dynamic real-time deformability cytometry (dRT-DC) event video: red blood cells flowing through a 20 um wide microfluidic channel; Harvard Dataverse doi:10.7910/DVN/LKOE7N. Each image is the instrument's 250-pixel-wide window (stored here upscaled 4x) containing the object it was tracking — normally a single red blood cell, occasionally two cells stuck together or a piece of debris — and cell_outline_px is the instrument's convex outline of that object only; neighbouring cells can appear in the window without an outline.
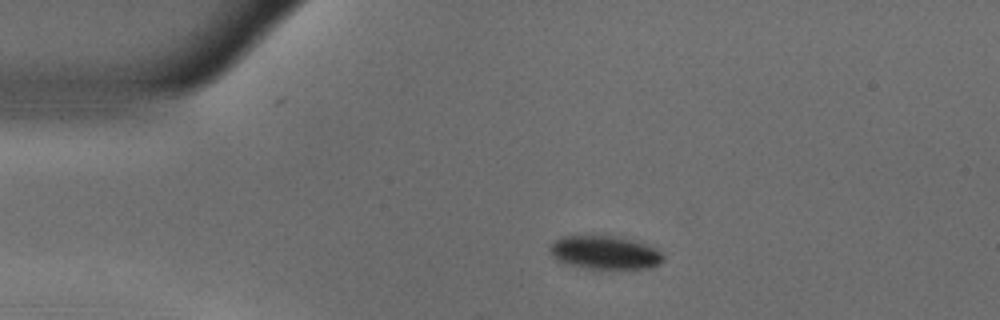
{"species": "common noctule bat (a hibernating species)", "species_latin": "Nyctalus noctula", "temperature_condition": "warm", "stored_images_in_passage": 55, "camera_frame_rate_fps": 3000, "um_per_image_px": 0.085, "animal": {"sex": "male", "body_mass_g": 18.8}, "frame": {"image": 1, "passage_image": 11, "time_ms": 3.333, "image_size_px": [1000, 320], "cell_outline_px": [[664, 260], [648, 268], [592, 268], [564, 264], [556, 260], [548, 252], [548, 248], [556, 240], [564, 236], [616, 236], [632, 240], [656, 248], [664, 256]], "centroid_in_image_um": [51.37, 21.46], "position_along_channel_um": 33.6, "area_um2": 21.79}}
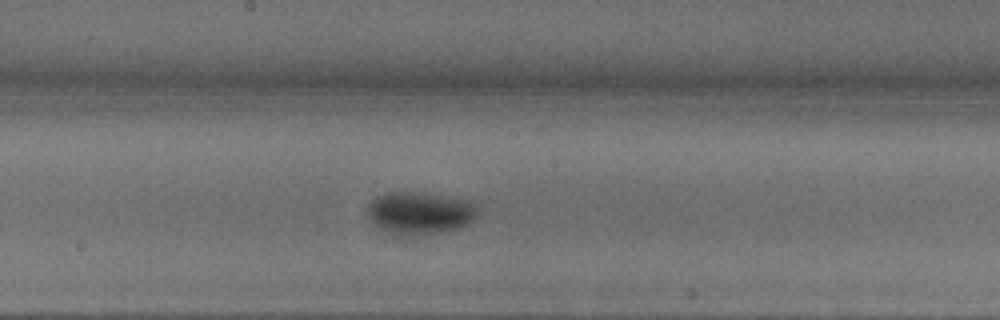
{"frame": {"image": 2, "passage_image": 29, "time_ms": 9.333, "image_size_px": [1000, 320], "cell_outline_px": [[476, 212], [472, 220], [468, 224], [460, 228], [412, 236], [392, 236], [376, 228], [368, 216], [368, 204], [376, 196], [392, 192], [424, 192], [464, 200], [472, 204], [476, 208]], "centroid_in_image_um": [35.58, 18.13], "position_along_channel_um": 212.6, "area_um2": 27.28}}
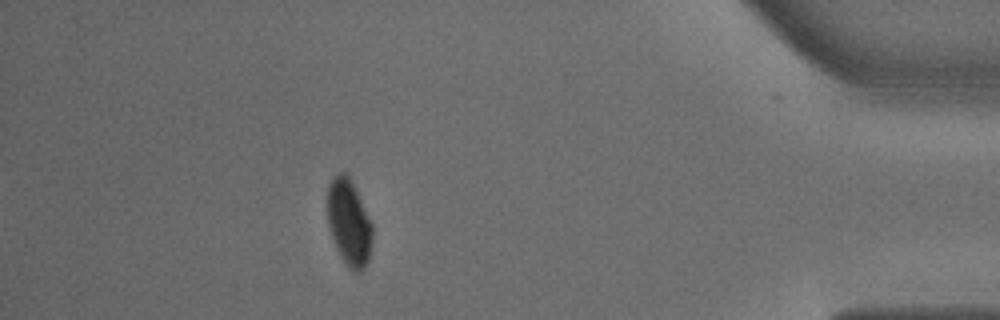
{"frame": {"image": 3, "passage_image": 49, "time_ms": 16.0, "image_size_px": [1000, 320], "cell_outline_px": [[372, 240], [368, 260], [364, 268], [360, 272], [352, 272], [348, 268], [340, 256], [336, 248], [328, 228], [328, 184], [332, 176], [340, 172], [344, 172], [348, 176], [372, 224]], "centroid_in_image_um": [29.64, 18.96], "position_along_channel_um": 405.6, "area_um2": 22.43}, "authors_computed_cell_mechanics": {"area_um2": 24.854, "velocity_mm_per_s": 3.6336, "shape_relaxation_time_tau1_ms": 6.3315, "shape_relaxation_time_tau2_ms": null, "deformation_change_tau1": 0.1517, "deformation_change_tau2": null}}